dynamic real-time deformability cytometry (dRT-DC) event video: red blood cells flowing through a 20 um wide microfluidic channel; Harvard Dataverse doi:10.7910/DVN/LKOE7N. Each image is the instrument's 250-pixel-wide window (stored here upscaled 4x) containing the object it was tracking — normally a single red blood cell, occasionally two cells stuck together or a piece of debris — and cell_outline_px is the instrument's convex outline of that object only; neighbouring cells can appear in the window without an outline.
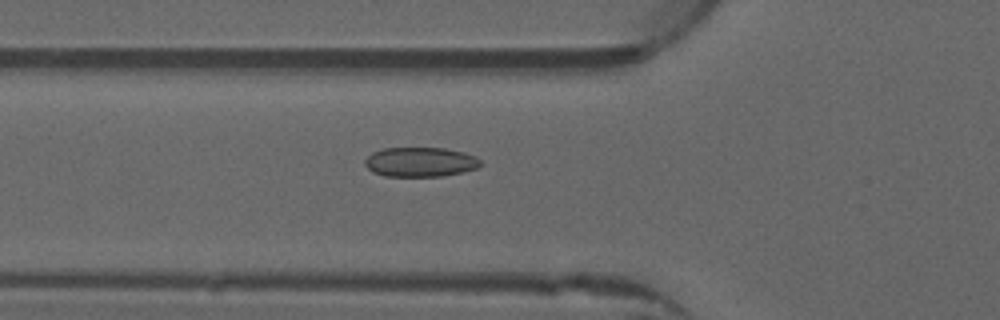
{"species": "common noctule bat (a hibernating species)", "species_latin": "Nyctalus noctula", "temperature_condition": "warm", "stored_images_in_passage": 44, "camera_frame_rate_fps": 3000, "um_per_image_px": 0.085, "animal": {"sex": "male", "forearm_length_mm": 52.5}, "frame": {"image": 1, "passage_image": 11, "time_ms": 3.333, "image_size_px": [1000, 320], "cell_outline_px": [[480, 164], [476, 168], [460, 172], [440, 176], [384, 176], [372, 172], [364, 164], [364, 160], [372, 152], [384, 148], [444, 148], [464, 152], [476, 156], [480, 160]], "centroid_in_image_um": [35.69, 13.76], "position_along_channel_um": 90.1, "area_um2": 19.83}}
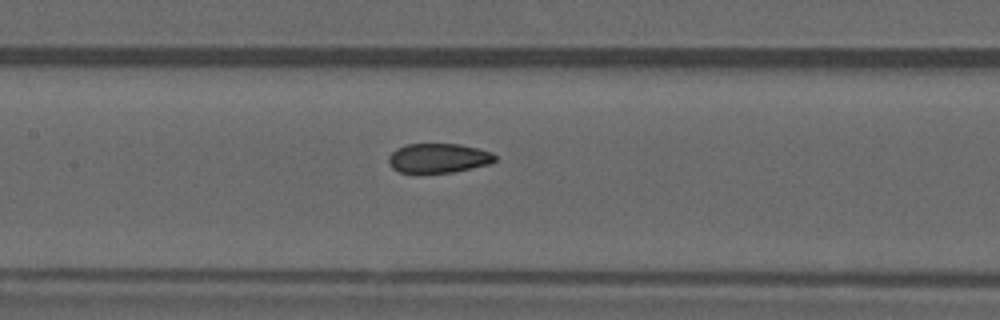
{"frame": {"image": 2, "passage_image": 17, "time_ms": 5.333, "image_size_px": [1000, 320], "cell_outline_px": [[496, 160], [488, 164], [472, 168], [452, 172], [416, 176], [400, 172], [392, 168], [388, 164], [388, 156], [396, 148], [408, 144], [460, 144], [492, 152], [496, 156]], "centroid_in_image_um": [37.19, 13.48], "position_along_channel_um": 170.2, "area_um2": 18.9}}
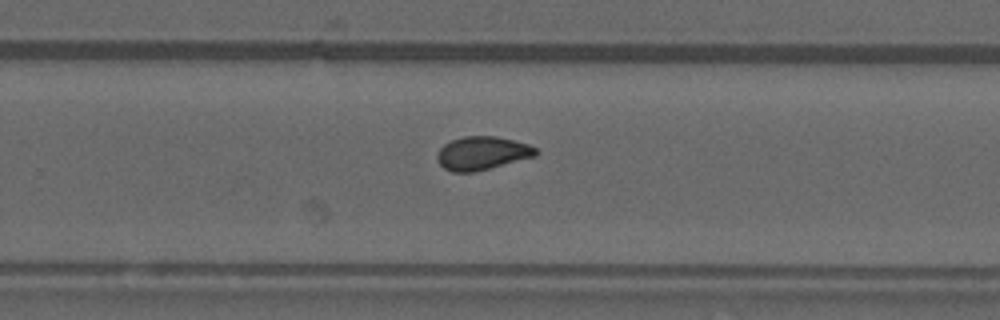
{"frame": {"image": 3, "passage_image": 26, "time_ms": 8.333, "image_size_px": [1000, 320], "cell_outline_px": [[540, 152], [536, 156], [476, 172], [452, 172], [444, 168], [436, 160], [436, 156], [440, 148], [444, 144], [452, 140], [464, 136], [496, 136], [528, 144], [536, 148]], "centroid_in_image_um": [40.98, 13.03], "position_along_channel_um": 288.8, "area_um2": 19.31}, "authors_computed_cell_mechanics": {"area_um2": 19.074, "velocity_mm_per_s": 3.9731, "shape_relaxation_time_tau1_ms": null, "shape_relaxation_time_tau2_ms": 1.1688, "deformation_change_tau1": null, "deformation_change_tau2": 0.0631}}